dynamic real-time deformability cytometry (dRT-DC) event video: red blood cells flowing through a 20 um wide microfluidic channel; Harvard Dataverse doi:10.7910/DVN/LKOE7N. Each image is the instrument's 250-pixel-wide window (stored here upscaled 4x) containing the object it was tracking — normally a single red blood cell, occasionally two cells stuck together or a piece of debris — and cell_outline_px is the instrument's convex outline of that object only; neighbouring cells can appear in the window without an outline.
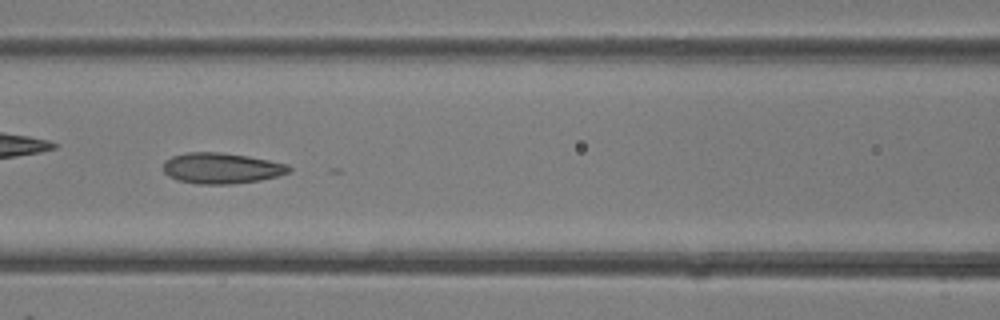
{"species": "common noctule bat (a hibernating species)", "species_latin": "Nyctalus noctula", "temperature_condition": "room temperature", "stored_images_in_passage": 39, "camera_frame_rate_fps": 3000, "um_per_image_px": 0.085, "animal": {"sex": "female"}, "frame": {"image": 1, "passage_image": 17, "time_ms": 5.333, "image_size_px": [1000, 320], "cell_outline_px": [[292, 168], [288, 172], [276, 176], [260, 180], [232, 184], [196, 184], [176, 180], [168, 176], [164, 172], [164, 160], [172, 156], [188, 152], [220, 152], [248, 156], [288, 164]], "centroid_in_image_um": [18.79, 14.3], "position_along_channel_um": 147.8, "area_um2": 22.6}}